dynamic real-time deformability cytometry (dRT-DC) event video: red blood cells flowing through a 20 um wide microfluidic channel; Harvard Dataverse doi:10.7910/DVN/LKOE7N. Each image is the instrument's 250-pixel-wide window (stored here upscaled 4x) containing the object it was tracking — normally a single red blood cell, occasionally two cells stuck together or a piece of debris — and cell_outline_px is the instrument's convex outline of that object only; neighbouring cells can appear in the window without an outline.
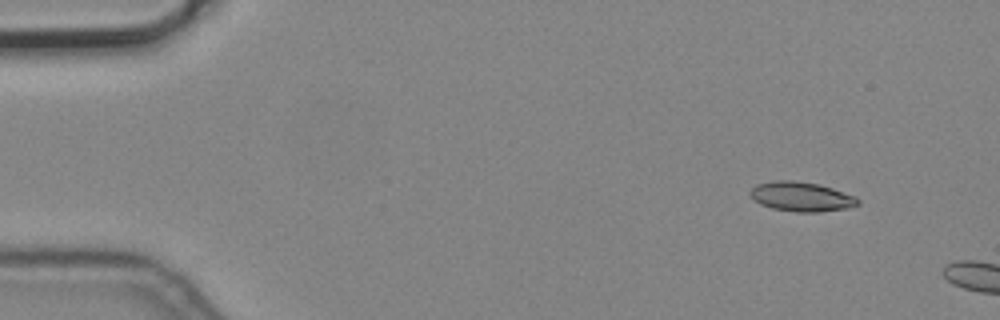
{"species": "common noctule bat (a hibernating species)", "species_latin": "Nyctalus noctula", "temperature_condition": "cold", "stored_images_in_passage": 2, "camera_frame_rate_fps": 3000, "um_per_image_px": 0.085, "animal": {"sex": "male", "body_mass_g": 19.2, "forearm_length_mm": 51.8}, "frame": {"image": 1, "passage_image": 1, "time_ms": 0.0, "image_size_px": [1000, 320], "cell_outline_px": [[860, 204], [848, 208], [820, 212], [796, 212], [772, 208], [760, 204], [752, 200], [748, 192], [756, 184], [772, 180], [792, 180], [820, 184], [856, 196], [860, 200]], "centroid_in_image_um": [68.1, 16.71], "position_along_channel_um": 16.9, "area_um2": 18.84}}